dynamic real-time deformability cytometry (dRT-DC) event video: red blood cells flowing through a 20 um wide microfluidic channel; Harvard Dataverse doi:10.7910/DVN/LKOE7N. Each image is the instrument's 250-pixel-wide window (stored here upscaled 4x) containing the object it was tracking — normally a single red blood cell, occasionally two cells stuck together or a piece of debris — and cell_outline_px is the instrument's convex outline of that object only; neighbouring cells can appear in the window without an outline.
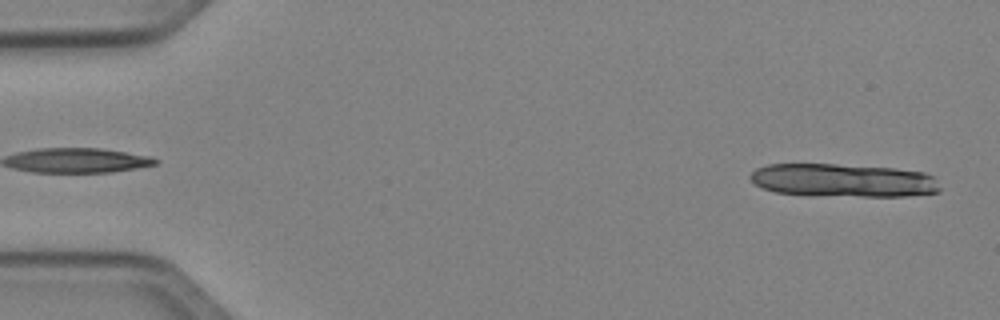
{"species": "Egyptian fruit bat (a non-hibernating species)", "species_latin": "Rousettus aegyptiacus", "temperature_condition": "cold", "stored_images_in_passage": 11, "camera_frame_rate_fps": 3000, "um_per_image_px": 0.085, "animal": {"sex": "female"}, "frame": {"image": 1, "passage_image": 1, "time_ms": 0.0, "image_size_px": [1000, 320], "cell_outline_px": [[944, 188], [940, 192], [908, 196], [808, 196], [776, 192], [764, 188], [756, 184], [748, 176], [756, 168], [768, 164], [836, 164], [896, 168], [924, 172], [932, 176]], "centroid_in_image_um": [71.71, 15.34], "position_along_channel_um": 13.3, "area_um2": 37.34}}